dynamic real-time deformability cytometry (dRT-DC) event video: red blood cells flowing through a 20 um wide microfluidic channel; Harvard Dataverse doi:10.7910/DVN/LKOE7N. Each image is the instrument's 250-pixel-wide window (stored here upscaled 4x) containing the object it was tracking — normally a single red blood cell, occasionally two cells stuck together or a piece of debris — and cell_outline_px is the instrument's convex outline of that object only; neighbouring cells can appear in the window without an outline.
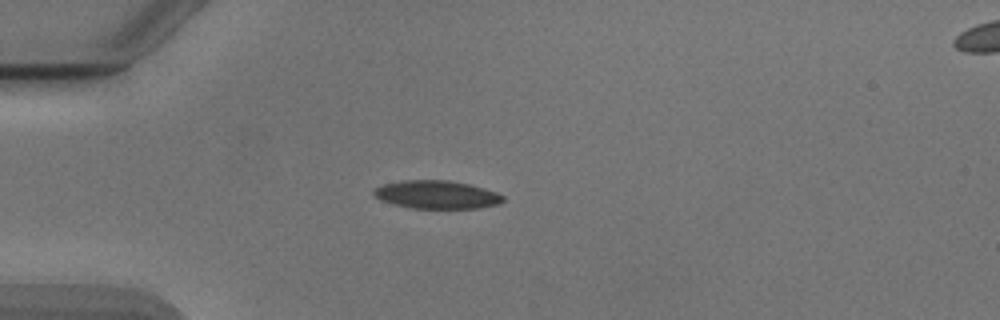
{"species": "Egyptian fruit bat (a non-hibernating species)", "species_latin": "Rousettus aegyptiacus", "temperature_condition": "cold", "stored_images_in_passage": 19, "camera_frame_rate_fps": 3000, "um_per_image_px": 0.085, "animal": {"sex": "male"}, "frame": {"image": 1, "passage_image": 1, "time_ms": 0.0, "image_size_px": [1000, 320], "cell_outline_px": [[504, 200], [500, 204], [480, 208], [408, 208], [392, 204], [380, 200], [372, 192], [376, 188], [384, 184], [404, 180], [448, 180], [468, 184], [484, 188], [496, 192], [504, 196]], "centroid_in_image_um": [37.13, 16.55], "position_along_channel_um": 47.9, "area_um2": 21.21}}
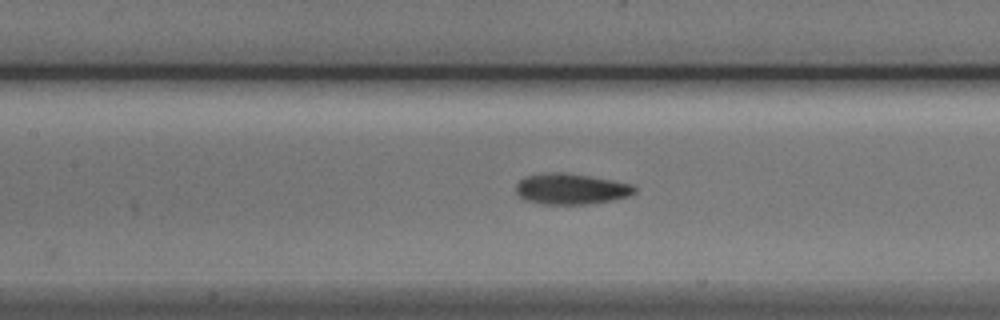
{"frame": {"image": 2, "passage_image": 11, "time_ms": 3.333, "image_size_px": [1000, 320], "cell_outline_px": [[636, 192], [628, 196], [612, 200], [588, 204], [544, 204], [524, 200], [516, 192], [516, 184], [524, 176], [544, 172], [564, 172], [592, 176], [632, 184], [636, 188]], "centroid_in_image_um": [48.52, 16.04], "position_along_channel_um": 158.9, "area_um2": 21.5}}
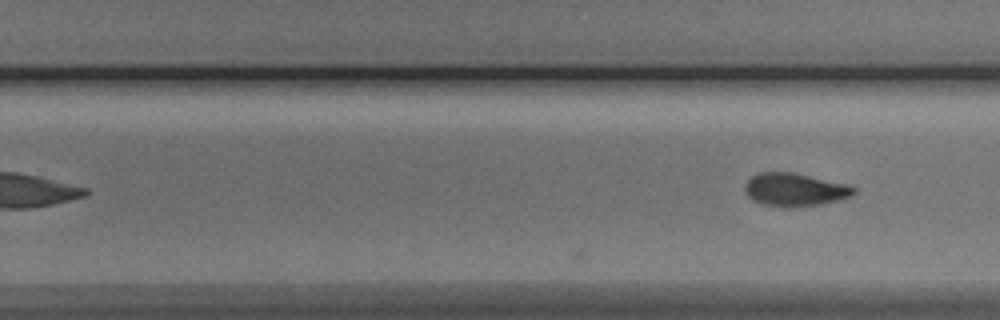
{"frame": {"image": 3, "passage_image": 19, "time_ms": 6.0, "image_size_px": [1000, 320], "cell_outline_px": [[856, 192], [852, 196], [840, 200], [820, 204], [784, 208], [760, 204], [752, 200], [744, 192], [744, 184], [752, 176], [760, 172], [792, 172], [852, 184], [856, 188]], "centroid_in_image_um": [67.58, 16.12], "position_along_channel_um": 262.2, "area_um2": 21.5}}